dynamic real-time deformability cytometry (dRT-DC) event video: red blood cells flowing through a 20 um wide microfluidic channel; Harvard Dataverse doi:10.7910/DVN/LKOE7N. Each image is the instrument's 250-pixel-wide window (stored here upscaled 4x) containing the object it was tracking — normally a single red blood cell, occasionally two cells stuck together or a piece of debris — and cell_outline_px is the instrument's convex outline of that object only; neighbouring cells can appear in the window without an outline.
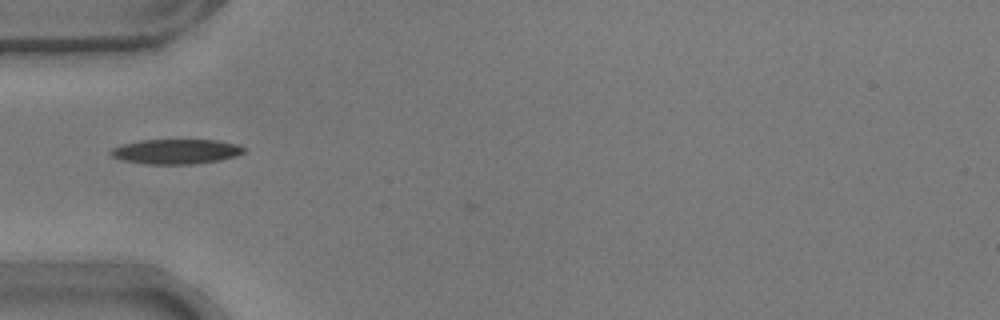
{"species": "common noctule bat (a hibernating species)", "species_latin": "Nyctalus noctula", "temperature_condition": "warm", "stored_images_in_passage": 28, "camera_frame_rate_fps": 3000, "um_per_image_px": 0.085, "animal": {"sex": "male", "body_mass_g": 17.9}, "frame": {"image": 1, "passage_image": 1, "time_ms": 0.0, "image_size_px": [1000, 320], "cell_outline_px": [[244, 152], [236, 156], [220, 160], [192, 164], [148, 164], [120, 160], [112, 156], [108, 152], [112, 148], [124, 144], [140, 140], [216, 140], [236, 144], [244, 148]], "centroid_in_image_um": [14.93, 12.88], "position_along_channel_um": 70.1, "area_um2": 19.19}}
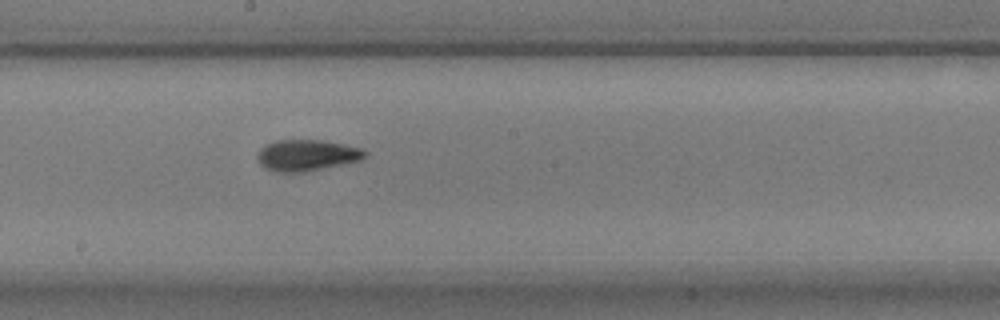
{"frame": {"image": 2, "passage_image": 13, "time_ms": 4.0, "image_size_px": [1000, 320], "cell_outline_px": [[368, 156], [360, 160], [304, 172], [276, 172], [264, 168], [260, 164], [256, 156], [260, 148], [276, 140], [324, 140], [364, 148], [368, 152]], "centroid_in_image_um": [26.1, 13.19], "position_along_channel_um": 222.1, "area_um2": 19.71}}
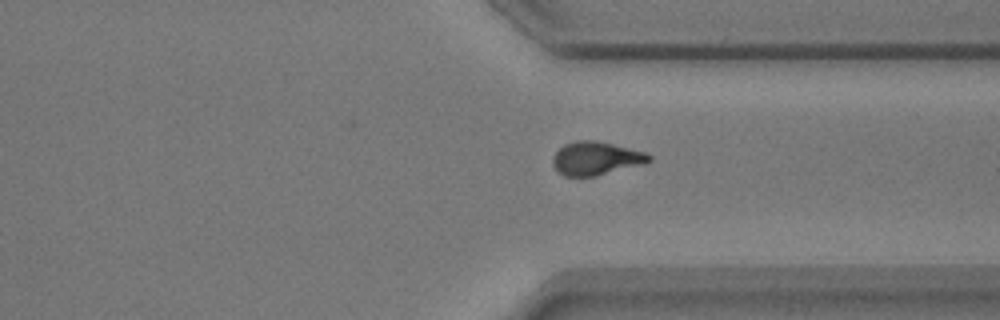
{"frame": {"image": 3, "passage_image": 24, "time_ms": 7.667, "image_size_px": [1000, 320], "cell_outline_px": [[652, 160], [640, 164], [596, 176], [564, 176], [556, 172], [552, 164], [552, 156], [564, 144], [576, 140], [596, 140], [648, 152], [652, 156]], "centroid_in_image_um": [50.62, 13.45], "position_along_channel_um": 360.8, "area_um2": 18.84}}